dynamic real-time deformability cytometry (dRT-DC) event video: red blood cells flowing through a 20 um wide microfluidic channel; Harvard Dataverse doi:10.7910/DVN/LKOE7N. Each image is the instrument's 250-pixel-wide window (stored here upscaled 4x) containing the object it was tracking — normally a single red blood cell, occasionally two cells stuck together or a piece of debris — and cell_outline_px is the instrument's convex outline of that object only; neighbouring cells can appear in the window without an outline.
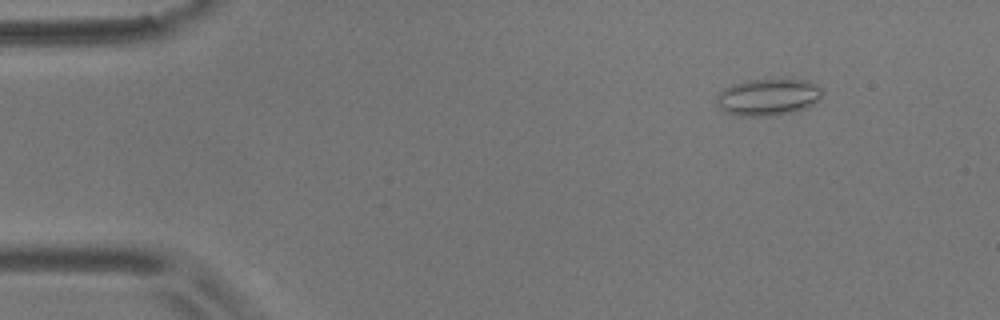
{"species": "common noctule bat (a hibernating species)", "species_latin": "Nyctalus noctula", "temperature_condition": "room temperature", "stored_images_in_passage": 4, "camera_frame_rate_fps": 3000, "um_per_image_px": 0.085, "animal": {"sex": "male", "body_mass_g": 17.9}, "frame": {"image": 1, "passage_image": 2, "time_ms": 1.0, "image_size_px": [1000, 320], "cell_outline_px": [[824, 92], [820, 100], [808, 108], [796, 112], [776, 116], [740, 116], [728, 112], [720, 108], [716, 104], [716, 96], [724, 88], [732, 84], [748, 80], [808, 80], [816, 84]], "centroid_in_image_um": [65.33, 8.27], "position_along_channel_um": 19.7, "area_um2": 23.0}}